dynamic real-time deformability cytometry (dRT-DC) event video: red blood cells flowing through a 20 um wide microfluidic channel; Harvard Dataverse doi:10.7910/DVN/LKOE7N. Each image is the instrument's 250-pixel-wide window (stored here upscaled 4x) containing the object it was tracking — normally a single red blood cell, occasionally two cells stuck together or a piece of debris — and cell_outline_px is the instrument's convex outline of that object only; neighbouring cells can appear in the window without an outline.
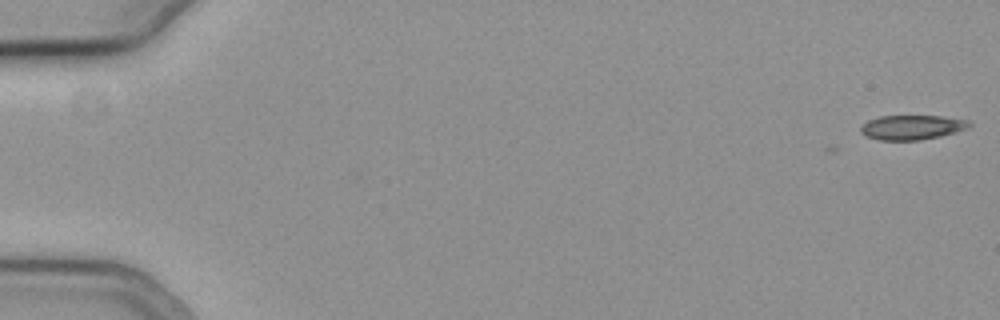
{"species": "common noctule bat (a hibernating species)", "species_latin": "Nyctalus noctula", "temperature_condition": "cold", "stored_images_in_passage": 3, "camera_frame_rate_fps": 3000, "um_per_image_px": 0.085, "animal": {"sex": "female", "body_mass_g": 19.3, "forearm_length_mm": 54.1}, "frame": {"image": 1, "passage_image": 3, "time_ms": 0.667, "image_size_px": [1000, 320], "cell_outline_px": [[972, 124], [968, 128], [940, 136], [920, 140], [876, 140], [864, 136], [860, 132], [860, 128], [868, 120], [880, 116], [940, 116], [968, 120]], "centroid_in_image_um": [77.48, 10.83], "position_along_channel_um": 7.5, "area_um2": 15.55}}